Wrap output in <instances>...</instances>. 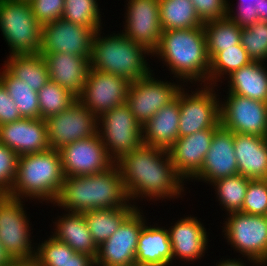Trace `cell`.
I'll return each mask as SVG.
<instances>
[{
	"mask_svg": "<svg viewBox=\"0 0 267 266\" xmlns=\"http://www.w3.org/2000/svg\"><path fill=\"white\" fill-rule=\"evenodd\" d=\"M116 164L128 198L136 207L139 200L160 203L185 195V181L177 174L168 150L142 143Z\"/></svg>",
	"mask_w": 267,
	"mask_h": 266,
	"instance_id": "1",
	"label": "cell"
},
{
	"mask_svg": "<svg viewBox=\"0 0 267 266\" xmlns=\"http://www.w3.org/2000/svg\"><path fill=\"white\" fill-rule=\"evenodd\" d=\"M152 57L162 61L170 76L173 75L172 81L178 79L187 87L198 83L208 85L210 59L204 26L162 31L159 46Z\"/></svg>",
	"mask_w": 267,
	"mask_h": 266,
	"instance_id": "2",
	"label": "cell"
},
{
	"mask_svg": "<svg viewBox=\"0 0 267 266\" xmlns=\"http://www.w3.org/2000/svg\"><path fill=\"white\" fill-rule=\"evenodd\" d=\"M130 203L120 168L115 163L100 173L64 177L53 206H58L64 212L83 213L95 209L127 207Z\"/></svg>",
	"mask_w": 267,
	"mask_h": 266,
	"instance_id": "3",
	"label": "cell"
},
{
	"mask_svg": "<svg viewBox=\"0 0 267 266\" xmlns=\"http://www.w3.org/2000/svg\"><path fill=\"white\" fill-rule=\"evenodd\" d=\"M63 179L59 150L19 156L16 177L7 195L52 205L59 196Z\"/></svg>",
	"mask_w": 267,
	"mask_h": 266,
	"instance_id": "4",
	"label": "cell"
},
{
	"mask_svg": "<svg viewBox=\"0 0 267 266\" xmlns=\"http://www.w3.org/2000/svg\"><path fill=\"white\" fill-rule=\"evenodd\" d=\"M102 30L93 35L90 68L116 74L130 82L145 78L154 71L147 59L153 53L146 47L126 38L120 31L108 35L103 32V35Z\"/></svg>",
	"mask_w": 267,
	"mask_h": 266,
	"instance_id": "5",
	"label": "cell"
},
{
	"mask_svg": "<svg viewBox=\"0 0 267 266\" xmlns=\"http://www.w3.org/2000/svg\"><path fill=\"white\" fill-rule=\"evenodd\" d=\"M0 31L9 55L40 52L42 25L35 19L28 0H0Z\"/></svg>",
	"mask_w": 267,
	"mask_h": 266,
	"instance_id": "6",
	"label": "cell"
},
{
	"mask_svg": "<svg viewBox=\"0 0 267 266\" xmlns=\"http://www.w3.org/2000/svg\"><path fill=\"white\" fill-rule=\"evenodd\" d=\"M23 203L25 200L0 194V243L13 260L33 262L36 243Z\"/></svg>",
	"mask_w": 267,
	"mask_h": 266,
	"instance_id": "7",
	"label": "cell"
},
{
	"mask_svg": "<svg viewBox=\"0 0 267 266\" xmlns=\"http://www.w3.org/2000/svg\"><path fill=\"white\" fill-rule=\"evenodd\" d=\"M185 86L179 91V138L212 127H220L219 86L215 88L197 85L194 91L189 90L191 85L188 88Z\"/></svg>",
	"mask_w": 267,
	"mask_h": 266,
	"instance_id": "8",
	"label": "cell"
},
{
	"mask_svg": "<svg viewBox=\"0 0 267 266\" xmlns=\"http://www.w3.org/2000/svg\"><path fill=\"white\" fill-rule=\"evenodd\" d=\"M222 234L233 251L267 266V218L243 212L225 216Z\"/></svg>",
	"mask_w": 267,
	"mask_h": 266,
	"instance_id": "9",
	"label": "cell"
},
{
	"mask_svg": "<svg viewBox=\"0 0 267 266\" xmlns=\"http://www.w3.org/2000/svg\"><path fill=\"white\" fill-rule=\"evenodd\" d=\"M98 134L115 163L143 143L142 125L127 103L98 117Z\"/></svg>",
	"mask_w": 267,
	"mask_h": 266,
	"instance_id": "10",
	"label": "cell"
},
{
	"mask_svg": "<svg viewBox=\"0 0 267 266\" xmlns=\"http://www.w3.org/2000/svg\"><path fill=\"white\" fill-rule=\"evenodd\" d=\"M155 77V72H152L145 78L130 82L128 87L126 103L142 126L158 110L172 102L184 86L178 79L171 82Z\"/></svg>",
	"mask_w": 267,
	"mask_h": 266,
	"instance_id": "11",
	"label": "cell"
},
{
	"mask_svg": "<svg viewBox=\"0 0 267 266\" xmlns=\"http://www.w3.org/2000/svg\"><path fill=\"white\" fill-rule=\"evenodd\" d=\"M220 98V124L233 133L267 138V103L226 93Z\"/></svg>",
	"mask_w": 267,
	"mask_h": 266,
	"instance_id": "12",
	"label": "cell"
},
{
	"mask_svg": "<svg viewBox=\"0 0 267 266\" xmlns=\"http://www.w3.org/2000/svg\"><path fill=\"white\" fill-rule=\"evenodd\" d=\"M50 149L60 150L98 133V118L78 99L63 112L45 119Z\"/></svg>",
	"mask_w": 267,
	"mask_h": 266,
	"instance_id": "13",
	"label": "cell"
},
{
	"mask_svg": "<svg viewBox=\"0 0 267 266\" xmlns=\"http://www.w3.org/2000/svg\"><path fill=\"white\" fill-rule=\"evenodd\" d=\"M137 207L113 235L98 247L95 266H129L135 264L138 237L148 218Z\"/></svg>",
	"mask_w": 267,
	"mask_h": 266,
	"instance_id": "14",
	"label": "cell"
},
{
	"mask_svg": "<svg viewBox=\"0 0 267 266\" xmlns=\"http://www.w3.org/2000/svg\"><path fill=\"white\" fill-rule=\"evenodd\" d=\"M130 81L116 74L90 68L81 94L77 97L97 118L127 101Z\"/></svg>",
	"mask_w": 267,
	"mask_h": 266,
	"instance_id": "15",
	"label": "cell"
},
{
	"mask_svg": "<svg viewBox=\"0 0 267 266\" xmlns=\"http://www.w3.org/2000/svg\"><path fill=\"white\" fill-rule=\"evenodd\" d=\"M59 152L64 177L100 173L115 164L98 133L90 138L67 144Z\"/></svg>",
	"mask_w": 267,
	"mask_h": 266,
	"instance_id": "16",
	"label": "cell"
},
{
	"mask_svg": "<svg viewBox=\"0 0 267 266\" xmlns=\"http://www.w3.org/2000/svg\"><path fill=\"white\" fill-rule=\"evenodd\" d=\"M125 4L124 27L120 32L153 53L159 46L163 31L159 0H126Z\"/></svg>",
	"mask_w": 267,
	"mask_h": 266,
	"instance_id": "17",
	"label": "cell"
},
{
	"mask_svg": "<svg viewBox=\"0 0 267 266\" xmlns=\"http://www.w3.org/2000/svg\"><path fill=\"white\" fill-rule=\"evenodd\" d=\"M94 31L63 18L42 25L40 54L71 53L91 58Z\"/></svg>",
	"mask_w": 267,
	"mask_h": 266,
	"instance_id": "18",
	"label": "cell"
},
{
	"mask_svg": "<svg viewBox=\"0 0 267 266\" xmlns=\"http://www.w3.org/2000/svg\"><path fill=\"white\" fill-rule=\"evenodd\" d=\"M183 217L171 223L173 225L169 228L167 227L172 245L173 265L177 260L179 263L186 261L185 263L189 262V264L200 262L199 260L208 253V244H210L207 235L209 233L203 222L197 219V216L184 214Z\"/></svg>",
	"mask_w": 267,
	"mask_h": 266,
	"instance_id": "19",
	"label": "cell"
},
{
	"mask_svg": "<svg viewBox=\"0 0 267 266\" xmlns=\"http://www.w3.org/2000/svg\"><path fill=\"white\" fill-rule=\"evenodd\" d=\"M234 150V133L220 126L213 135L199 173L193 178L194 183L200 181L209 186L218 179L237 175L238 163Z\"/></svg>",
	"mask_w": 267,
	"mask_h": 266,
	"instance_id": "20",
	"label": "cell"
},
{
	"mask_svg": "<svg viewBox=\"0 0 267 266\" xmlns=\"http://www.w3.org/2000/svg\"><path fill=\"white\" fill-rule=\"evenodd\" d=\"M218 128L212 127L178 138L168 150L177 174L185 183L193 182V178L199 173Z\"/></svg>",
	"mask_w": 267,
	"mask_h": 266,
	"instance_id": "21",
	"label": "cell"
},
{
	"mask_svg": "<svg viewBox=\"0 0 267 266\" xmlns=\"http://www.w3.org/2000/svg\"><path fill=\"white\" fill-rule=\"evenodd\" d=\"M0 142L18 156L45 152L50 149L46 121L22 118L0 125Z\"/></svg>",
	"mask_w": 267,
	"mask_h": 266,
	"instance_id": "22",
	"label": "cell"
},
{
	"mask_svg": "<svg viewBox=\"0 0 267 266\" xmlns=\"http://www.w3.org/2000/svg\"><path fill=\"white\" fill-rule=\"evenodd\" d=\"M43 57L48 67L49 80L78 97L87 80L90 58L71 53H48Z\"/></svg>",
	"mask_w": 267,
	"mask_h": 266,
	"instance_id": "23",
	"label": "cell"
},
{
	"mask_svg": "<svg viewBox=\"0 0 267 266\" xmlns=\"http://www.w3.org/2000/svg\"><path fill=\"white\" fill-rule=\"evenodd\" d=\"M158 225L157 223L151 225V223L146 222L143 226L138 237L135 264L140 266H172V245L167 227Z\"/></svg>",
	"mask_w": 267,
	"mask_h": 266,
	"instance_id": "24",
	"label": "cell"
},
{
	"mask_svg": "<svg viewBox=\"0 0 267 266\" xmlns=\"http://www.w3.org/2000/svg\"><path fill=\"white\" fill-rule=\"evenodd\" d=\"M179 92L177 97L162 107L142 126V142L169 150L179 138Z\"/></svg>",
	"mask_w": 267,
	"mask_h": 266,
	"instance_id": "25",
	"label": "cell"
},
{
	"mask_svg": "<svg viewBox=\"0 0 267 266\" xmlns=\"http://www.w3.org/2000/svg\"><path fill=\"white\" fill-rule=\"evenodd\" d=\"M56 219V220H55ZM51 235L66 243L76 253L86 254L96 259L98 246L88 229L83 213L67 212L55 217Z\"/></svg>",
	"mask_w": 267,
	"mask_h": 266,
	"instance_id": "26",
	"label": "cell"
},
{
	"mask_svg": "<svg viewBox=\"0 0 267 266\" xmlns=\"http://www.w3.org/2000/svg\"><path fill=\"white\" fill-rule=\"evenodd\" d=\"M238 174L249 179H267V138L234 133Z\"/></svg>",
	"mask_w": 267,
	"mask_h": 266,
	"instance_id": "27",
	"label": "cell"
},
{
	"mask_svg": "<svg viewBox=\"0 0 267 266\" xmlns=\"http://www.w3.org/2000/svg\"><path fill=\"white\" fill-rule=\"evenodd\" d=\"M225 80L227 93L267 103V65L264 62L251 61L233 71Z\"/></svg>",
	"mask_w": 267,
	"mask_h": 266,
	"instance_id": "28",
	"label": "cell"
},
{
	"mask_svg": "<svg viewBox=\"0 0 267 266\" xmlns=\"http://www.w3.org/2000/svg\"><path fill=\"white\" fill-rule=\"evenodd\" d=\"M4 66L22 83L38 92L49 81L45 58L40 54H7Z\"/></svg>",
	"mask_w": 267,
	"mask_h": 266,
	"instance_id": "29",
	"label": "cell"
},
{
	"mask_svg": "<svg viewBox=\"0 0 267 266\" xmlns=\"http://www.w3.org/2000/svg\"><path fill=\"white\" fill-rule=\"evenodd\" d=\"M136 208V205L130 203L127 207L95 209L83 212L88 229L96 245L99 247L110 238Z\"/></svg>",
	"mask_w": 267,
	"mask_h": 266,
	"instance_id": "30",
	"label": "cell"
},
{
	"mask_svg": "<svg viewBox=\"0 0 267 266\" xmlns=\"http://www.w3.org/2000/svg\"><path fill=\"white\" fill-rule=\"evenodd\" d=\"M159 12L163 31L204 25L191 0H159Z\"/></svg>",
	"mask_w": 267,
	"mask_h": 266,
	"instance_id": "31",
	"label": "cell"
},
{
	"mask_svg": "<svg viewBox=\"0 0 267 266\" xmlns=\"http://www.w3.org/2000/svg\"><path fill=\"white\" fill-rule=\"evenodd\" d=\"M203 26L210 60L225 48L234 47V45L241 43L242 27H239L227 16L206 21Z\"/></svg>",
	"mask_w": 267,
	"mask_h": 266,
	"instance_id": "32",
	"label": "cell"
},
{
	"mask_svg": "<svg viewBox=\"0 0 267 266\" xmlns=\"http://www.w3.org/2000/svg\"><path fill=\"white\" fill-rule=\"evenodd\" d=\"M0 69V81L9 96L14 100L22 118H40L38 92L31 90L22 80L16 78L3 64Z\"/></svg>",
	"mask_w": 267,
	"mask_h": 266,
	"instance_id": "33",
	"label": "cell"
},
{
	"mask_svg": "<svg viewBox=\"0 0 267 266\" xmlns=\"http://www.w3.org/2000/svg\"><path fill=\"white\" fill-rule=\"evenodd\" d=\"M249 182V178L237 174L218 179L209 186H213L220 208L228 215L241 212Z\"/></svg>",
	"mask_w": 267,
	"mask_h": 266,
	"instance_id": "34",
	"label": "cell"
},
{
	"mask_svg": "<svg viewBox=\"0 0 267 266\" xmlns=\"http://www.w3.org/2000/svg\"><path fill=\"white\" fill-rule=\"evenodd\" d=\"M251 61L252 59L241 43L234 45V47L225 48L210 60L208 85L216 87L218 82L222 84L224 78L226 79L233 71L249 64Z\"/></svg>",
	"mask_w": 267,
	"mask_h": 266,
	"instance_id": "35",
	"label": "cell"
},
{
	"mask_svg": "<svg viewBox=\"0 0 267 266\" xmlns=\"http://www.w3.org/2000/svg\"><path fill=\"white\" fill-rule=\"evenodd\" d=\"M40 118L47 119L57 115L69 108L78 99L69 90L49 80L42 89L38 91Z\"/></svg>",
	"mask_w": 267,
	"mask_h": 266,
	"instance_id": "36",
	"label": "cell"
},
{
	"mask_svg": "<svg viewBox=\"0 0 267 266\" xmlns=\"http://www.w3.org/2000/svg\"><path fill=\"white\" fill-rule=\"evenodd\" d=\"M99 0H65L62 18L91 28L94 32L103 28Z\"/></svg>",
	"mask_w": 267,
	"mask_h": 266,
	"instance_id": "37",
	"label": "cell"
},
{
	"mask_svg": "<svg viewBox=\"0 0 267 266\" xmlns=\"http://www.w3.org/2000/svg\"><path fill=\"white\" fill-rule=\"evenodd\" d=\"M48 238V239H47ZM41 243L36 242L32 266H62L76 252L54 236H47Z\"/></svg>",
	"mask_w": 267,
	"mask_h": 266,
	"instance_id": "38",
	"label": "cell"
},
{
	"mask_svg": "<svg viewBox=\"0 0 267 266\" xmlns=\"http://www.w3.org/2000/svg\"><path fill=\"white\" fill-rule=\"evenodd\" d=\"M237 2L238 5L233 8L235 4L227 0L226 16L239 27L247 28L257 21L267 22V0H238Z\"/></svg>",
	"mask_w": 267,
	"mask_h": 266,
	"instance_id": "39",
	"label": "cell"
},
{
	"mask_svg": "<svg viewBox=\"0 0 267 266\" xmlns=\"http://www.w3.org/2000/svg\"><path fill=\"white\" fill-rule=\"evenodd\" d=\"M241 45L252 61L267 62V22L257 21L242 28Z\"/></svg>",
	"mask_w": 267,
	"mask_h": 266,
	"instance_id": "40",
	"label": "cell"
},
{
	"mask_svg": "<svg viewBox=\"0 0 267 266\" xmlns=\"http://www.w3.org/2000/svg\"><path fill=\"white\" fill-rule=\"evenodd\" d=\"M241 212L260 216L267 214V179H250Z\"/></svg>",
	"mask_w": 267,
	"mask_h": 266,
	"instance_id": "41",
	"label": "cell"
},
{
	"mask_svg": "<svg viewBox=\"0 0 267 266\" xmlns=\"http://www.w3.org/2000/svg\"><path fill=\"white\" fill-rule=\"evenodd\" d=\"M18 155L0 142V194H7L13 186Z\"/></svg>",
	"mask_w": 267,
	"mask_h": 266,
	"instance_id": "42",
	"label": "cell"
},
{
	"mask_svg": "<svg viewBox=\"0 0 267 266\" xmlns=\"http://www.w3.org/2000/svg\"><path fill=\"white\" fill-rule=\"evenodd\" d=\"M65 0H28L35 19L45 25L62 18Z\"/></svg>",
	"mask_w": 267,
	"mask_h": 266,
	"instance_id": "43",
	"label": "cell"
},
{
	"mask_svg": "<svg viewBox=\"0 0 267 266\" xmlns=\"http://www.w3.org/2000/svg\"><path fill=\"white\" fill-rule=\"evenodd\" d=\"M203 22L226 17L227 0H191Z\"/></svg>",
	"mask_w": 267,
	"mask_h": 266,
	"instance_id": "44",
	"label": "cell"
},
{
	"mask_svg": "<svg viewBox=\"0 0 267 266\" xmlns=\"http://www.w3.org/2000/svg\"><path fill=\"white\" fill-rule=\"evenodd\" d=\"M22 119L14 100L0 81V125Z\"/></svg>",
	"mask_w": 267,
	"mask_h": 266,
	"instance_id": "45",
	"label": "cell"
},
{
	"mask_svg": "<svg viewBox=\"0 0 267 266\" xmlns=\"http://www.w3.org/2000/svg\"><path fill=\"white\" fill-rule=\"evenodd\" d=\"M62 266H95V259L86 254L75 253Z\"/></svg>",
	"mask_w": 267,
	"mask_h": 266,
	"instance_id": "46",
	"label": "cell"
},
{
	"mask_svg": "<svg viewBox=\"0 0 267 266\" xmlns=\"http://www.w3.org/2000/svg\"><path fill=\"white\" fill-rule=\"evenodd\" d=\"M246 258H244V260H242L241 258L238 257L237 258H233L231 257V259L229 258H221L215 266H246V265H251V266H262L260 263H258L257 261L255 260H252V259H248L247 258V261L245 260ZM245 261V263H244ZM246 262H248V264H246ZM252 263V264H251ZM214 266V265H213Z\"/></svg>",
	"mask_w": 267,
	"mask_h": 266,
	"instance_id": "47",
	"label": "cell"
},
{
	"mask_svg": "<svg viewBox=\"0 0 267 266\" xmlns=\"http://www.w3.org/2000/svg\"><path fill=\"white\" fill-rule=\"evenodd\" d=\"M13 259L5 251L4 246L0 243V266L9 264Z\"/></svg>",
	"mask_w": 267,
	"mask_h": 266,
	"instance_id": "48",
	"label": "cell"
},
{
	"mask_svg": "<svg viewBox=\"0 0 267 266\" xmlns=\"http://www.w3.org/2000/svg\"><path fill=\"white\" fill-rule=\"evenodd\" d=\"M4 266H32V262L25 260H12L9 264Z\"/></svg>",
	"mask_w": 267,
	"mask_h": 266,
	"instance_id": "49",
	"label": "cell"
},
{
	"mask_svg": "<svg viewBox=\"0 0 267 266\" xmlns=\"http://www.w3.org/2000/svg\"><path fill=\"white\" fill-rule=\"evenodd\" d=\"M129 266H140V265H137V264H132V265H129Z\"/></svg>",
	"mask_w": 267,
	"mask_h": 266,
	"instance_id": "50",
	"label": "cell"
}]
</instances>
